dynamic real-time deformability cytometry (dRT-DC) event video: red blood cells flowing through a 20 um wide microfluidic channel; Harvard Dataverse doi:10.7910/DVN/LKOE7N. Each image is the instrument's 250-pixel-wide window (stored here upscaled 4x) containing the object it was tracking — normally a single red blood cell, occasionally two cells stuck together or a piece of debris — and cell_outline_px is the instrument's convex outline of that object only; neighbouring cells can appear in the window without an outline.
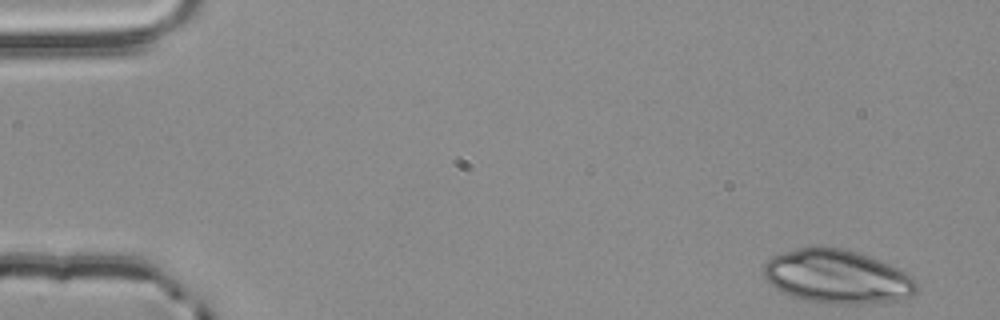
{"species": "common noctule bat (a hibernating species)", "species_latin": "Nyctalus noctula", "temperature_condition": "room temperature", "stored_images_in_passage": 3, "camera_frame_rate_fps": 3000, "um_per_image_px": 0.085, "animal": {"sex": "male", "body_mass_g": 20.4}, "frame": {"image": 1, "passage_image": 1, "time_ms": 0.0, "image_size_px": [1000, 320], "cell_outline_px": [[920, 288], [912, 296], [896, 300], [864, 304], [836, 304], [804, 300], [792, 296], [776, 288], [764, 276], [764, 264], [772, 256], [796, 248], [844, 248], [868, 256], [900, 268], [912, 276], [916, 280]], "centroid_in_image_um": [71.22, 23.53], "position_along_channel_um": 13.8, "area_um2": 47.69}}